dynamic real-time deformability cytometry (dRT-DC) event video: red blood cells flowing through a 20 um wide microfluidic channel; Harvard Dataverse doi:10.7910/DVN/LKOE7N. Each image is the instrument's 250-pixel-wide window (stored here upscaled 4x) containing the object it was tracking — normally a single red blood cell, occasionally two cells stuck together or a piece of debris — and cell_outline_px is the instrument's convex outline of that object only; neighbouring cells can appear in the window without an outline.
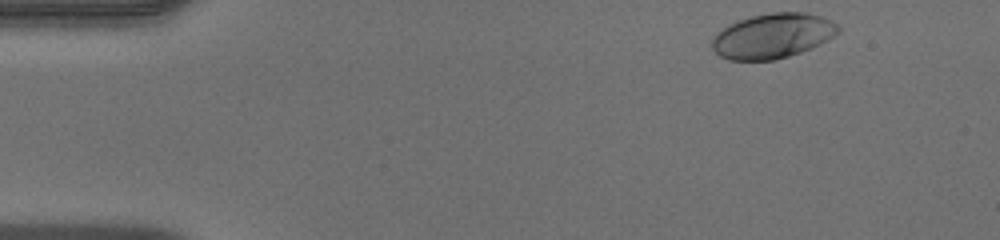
{"species": "human", "species_latin": "Homo sapiens", "temperature_condition": "warm", "stored_images_in_passage": 46, "camera_frame_rate_fps": 3000, "um_per_image_px": 0.085, "donor": {"sex": "male"}, "frame": {"image": 1, "passage_image": 1, "time_ms": 0.0, "image_size_px": [1000, 240], "cell_outline_px": [[840, 32], [820, 44], [812, 48], [788, 56], [772, 60], [728, 60], [720, 56], [712, 48], [712, 40], [716, 32], [728, 24], [752, 16], [772, 12], [808, 12], [820, 16], [836, 24], [840, 28]], "centroid_in_image_um": [65.66, 3.05], "position_along_channel_um": 19.3, "area_um2": 32.95}}
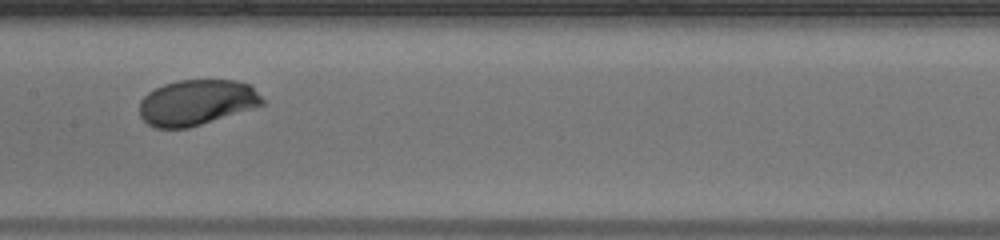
{"frame": {"image": 2, "passage_image": 21, "time_ms": 6.667, "image_size_px": [1000, 240], "cell_outline_px": [[264, 104], [252, 108], [188, 128], [156, 128], [148, 124], [140, 116], [140, 100], [148, 92], [164, 84], [176, 80], [236, 80], [248, 84], [264, 100]], "centroid_in_image_um": [16.68, 8.7], "position_along_channel_um": 190.7, "area_um2": 32.31}}
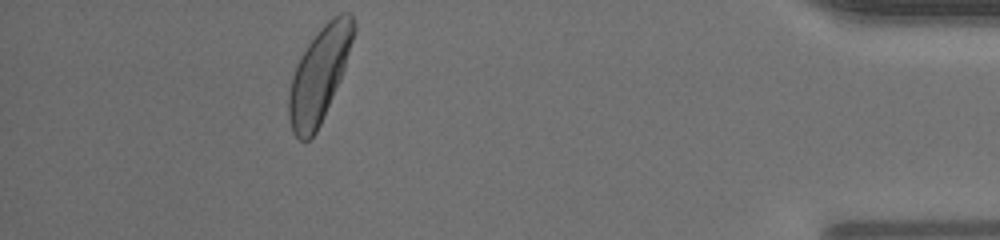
{"frame": {"image": 3, "passage_image": 41, "time_ms": 13.333, "image_size_px": [1000, 240], "cell_outline_px": [[356, 28], [344, 68], [320, 124], [316, 132], [308, 140], [300, 140], [292, 132], [288, 116], [288, 92], [292, 76], [296, 64], [300, 56], [308, 44], [320, 28], [332, 16], [340, 12], [348, 12], [352, 16]], "centroid_in_image_um": [27.11, 6.33], "position_along_channel_um": 408.1, "area_um2": 35.26}, "authors_computed_cell_mechanics": {"area_um2": 33.0038, "velocity_mm_per_s": 4.0624, "shape_relaxation_time_tau1_ms": 1.9748, "shape_relaxation_time_tau2_ms": null, "deformation_change_tau1": 0.1354, "deformation_change_tau2": null}}